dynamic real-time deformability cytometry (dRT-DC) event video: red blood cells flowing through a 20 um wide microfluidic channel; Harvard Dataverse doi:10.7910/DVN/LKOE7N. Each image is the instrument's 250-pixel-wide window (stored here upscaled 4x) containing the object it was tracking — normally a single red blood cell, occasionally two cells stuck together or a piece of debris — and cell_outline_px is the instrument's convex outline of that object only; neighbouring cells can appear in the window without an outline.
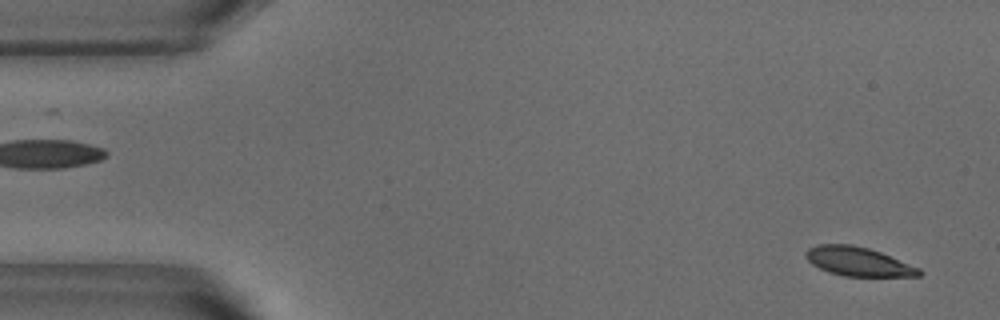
{"species": "common noctule bat (a hibernating species)", "species_latin": "Nyctalus noctula", "temperature_condition": "warm", "stored_images_in_passage": 51, "camera_frame_rate_fps": 3000, "um_per_image_px": 0.085, "animal": {"sex": "male", "body_mass_g": 18.8}, "frame": {"image": 1, "passage_image": 2, "time_ms": 0.333, "image_size_px": [1000, 320], "cell_outline_px": [[924, 272], [920, 276], [844, 276], [828, 272], [812, 264], [804, 256], [804, 252], [808, 248], [816, 244], [852, 244], [868, 248], [880, 252], [920, 268]], "centroid_in_image_um": [72.92, 22.22], "position_along_channel_um": 12.1, "area_um2": 19.19}}
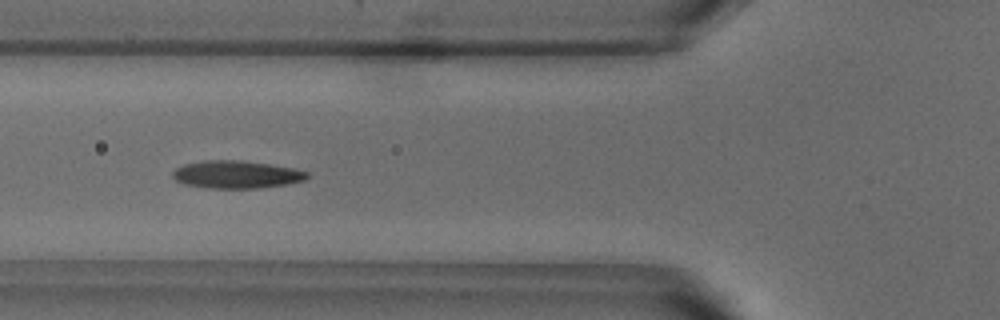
{"frame": {"image": 2, "passage_image": 18, "time_ms": 5.667, "image_size_px": [1000, 320], "cell_outline_px": [[308, 176], [304, 180], [284, 184], [260, 188], [208, 188], [184, 184], [176, 180], [172, 176], [172, 172], [176, 168], [184, 164], [204, 160], [236, 160], [268, 164], [292, 168], [308, 172]], "centroid_in_image_um": [20.05, 14.83], "position_along_channel_um": 105.8, "area_um2": 21.44}}
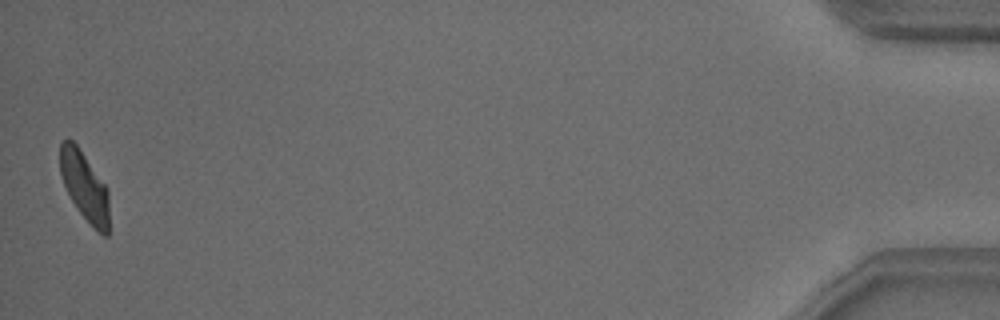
{"frame": {"image": 3, "passage_image": 51, "time_ms": 16.667, "image_size_px": [1000, 320], "cell_outline_px": [[108, 236], [104, 236], [92, 228], [76, 208], [64, 184], [60, 172], [60, 140], [68, 136], [76, 144], [108, 188]], "centroid_in_image_um": [7.18, 15.83], "position_along_channel_um": 428.0, "area_um2": 19.83}, "authors_computed_cell_mechanics": {"area_um2": 21.1548, "velocity_mm_per_s": 3.8007, "shape_relaxation_time_tau1_ms": 3.5117, "shape_relaxation_time_tau2_ms": 1.3065, "deformation_change_tau1": 0.1642, "deformation_change_tau2": 0.0766}}